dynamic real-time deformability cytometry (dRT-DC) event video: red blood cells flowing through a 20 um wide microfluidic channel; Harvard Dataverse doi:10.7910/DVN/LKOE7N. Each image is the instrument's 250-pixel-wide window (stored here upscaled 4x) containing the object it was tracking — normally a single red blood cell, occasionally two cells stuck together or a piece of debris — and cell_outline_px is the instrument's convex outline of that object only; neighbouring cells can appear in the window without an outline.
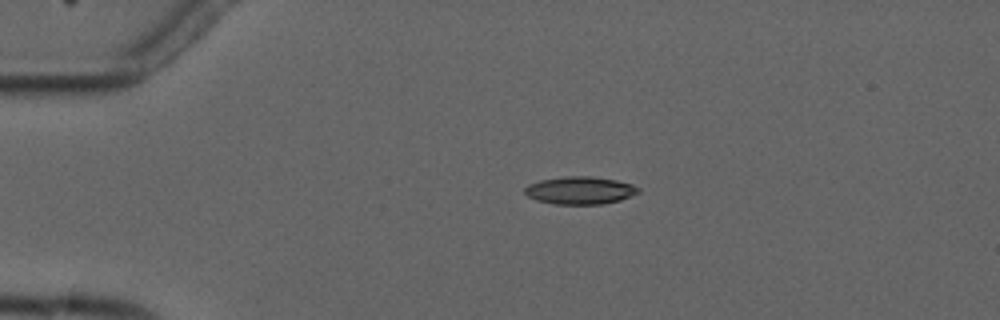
{"species": "common noctule bat (a hibernating species)", "species_latin": "Nyctalus noctula", "temperature_condition": "cold", "stored_images_in_passage": 3, "camera_frame_rate_fps": 3000, "um_per_image_px": 0.085, "animal": {"sex": "male", "forearm_length_mm": 52.5}, "frame": {"image": 1, "passage_image": 2, "time_ms": 1.333, "image_size_px": [1000, 320], "cell_outline_px": [[640, 192], [620, 200], [600, 204], [552, 204], [536, 200], [528, 196], [524, 192], [524, 188], [528, 184], [540, 180], [564, 176], [592, 176], [616, 180], [632, 184], [640, 188]], "centroid_in_image_um": [49.28, 16.18], "position_along_channel_um": 35.7, "area_um2": 18.38}}